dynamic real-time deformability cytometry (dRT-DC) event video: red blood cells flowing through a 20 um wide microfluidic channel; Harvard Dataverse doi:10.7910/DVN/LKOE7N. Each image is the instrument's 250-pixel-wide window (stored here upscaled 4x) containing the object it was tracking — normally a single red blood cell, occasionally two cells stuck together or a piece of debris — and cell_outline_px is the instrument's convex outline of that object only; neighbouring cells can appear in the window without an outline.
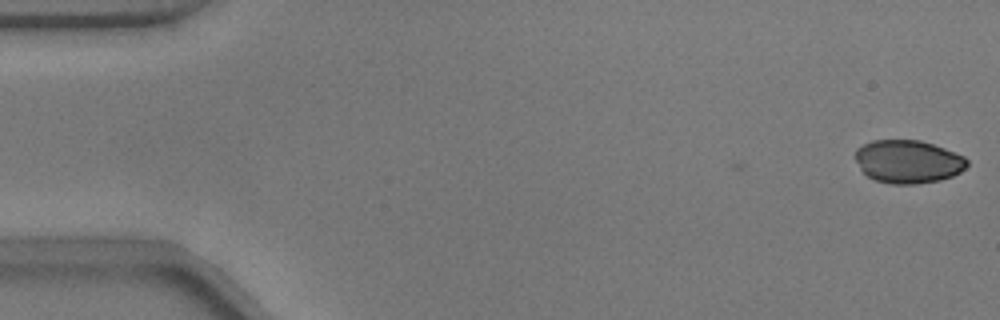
{"species": "common noctule bat (a hibernating species)", "species_latin": "Nyctalus noctula", "temperature_condition": "warm", "stored_images_in_passage": 3, "camera_frame_rate_fps": 3000, "um_per_image_px": 0.085, "animal": {"sex": "male", "body_mass_g": 17.9}, "frame": {"image": 1, "passage_image": 1, "time_ms": 0.0, "image_size_px": [1000, 320], "cell_outline_px": [[968, 164], [960, 172], [952, 176], [940, 180], [916, 184], [892, 184], [876, 180], [868, 176], [860, 168], [856, 160], [856, 148], [872, 140], [920, 140], [944, 148], [964, 156], [968, 160]], "centroid_in_image_um": [77.19, 13.73], "position_along_channel_um": 7.8, "area_um2": 27.98}}